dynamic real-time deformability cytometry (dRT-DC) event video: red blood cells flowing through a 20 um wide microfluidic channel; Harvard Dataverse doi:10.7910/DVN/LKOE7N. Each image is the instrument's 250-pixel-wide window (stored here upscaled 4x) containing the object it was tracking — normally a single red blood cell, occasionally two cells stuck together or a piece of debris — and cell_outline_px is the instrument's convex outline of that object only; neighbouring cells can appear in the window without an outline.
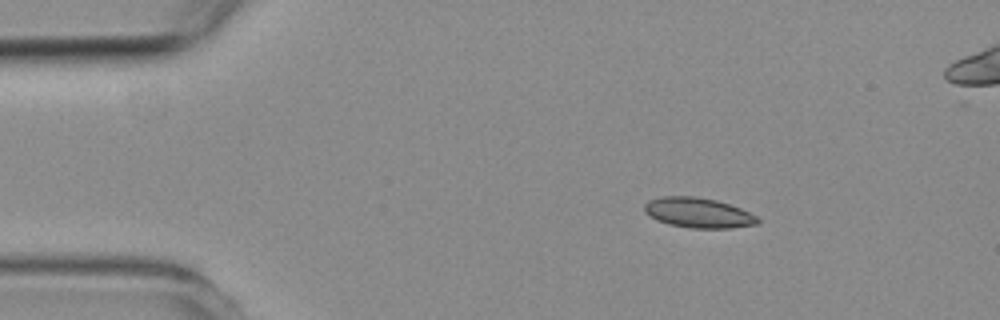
{"species": "common noctule bat (a hibernating species)", "species_latin": "Nyctalus noctula", "temperature_condition": "room temperature", "stored_images_in_passage": 4, "camera_frame_rate_fps": 3000, "um_per_image_px": 0.085, "animal": {"sex": "female", "body_mass_g": 19.3, "forearm_length_mm": 54.1}, "frame": {"image": 1, "passage_image": 1, "time_ms": 0.0, "image_size_px": [1000, 320], "cell_outline_px": [[760, 224], [732, 228], [692, 228], [668, 224], [656, 220], [644, 212], [644, 204], [648, 200], [664, 196], [696, 196], [716, 200], [740, 208], [756, 216], [760, 220]], "centroid_in_image_um": [59.34, 18.09], "position_along_channel_um": 25.7, "area_um2": 19.94}}